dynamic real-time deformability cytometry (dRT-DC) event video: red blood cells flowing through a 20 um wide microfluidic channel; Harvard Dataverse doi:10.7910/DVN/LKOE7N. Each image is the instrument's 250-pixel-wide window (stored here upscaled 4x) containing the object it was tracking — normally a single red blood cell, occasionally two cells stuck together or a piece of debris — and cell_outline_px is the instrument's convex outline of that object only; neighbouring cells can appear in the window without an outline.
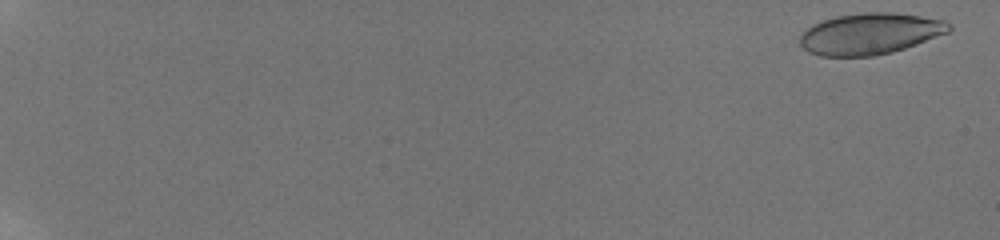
{"species": "human", "species_latin": "Homo sapiens", "temperature_condition": "room temperature", "stored_images_in_passage": 59, "camera_frame_rate_fps": 3000, "um_per_image_px": 0.085, "donor": {"sex": "male"}, "frame": {"image": 1, "passage_image": 2, "time_ms": 0.333, "image_size_px": [1000, 240], "cell_outline_px": [[952, 28], [948, 32], [916, 44], [892, 52], [872, 56], [820, 56], [808, 52], [800, 44], [800, 36], [812, 24], [836, 16], [864, 12], [892, 12], [920, 16], [944, 20], [952, 24]], "centroid_in_image_um": [73.95, 2.86], "position_along_channel_um": 11.0, "area_um2": 35.72}}
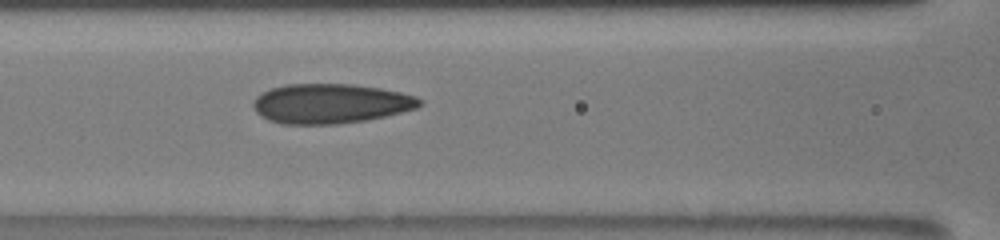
{"frame": {"image": 2, "passage_image": 31, "time_ms": 10.0, "image_size_px": [1000, 240], "cell_outline_px": [[424, 104], [416, 108], [384, 116], [364, 120], [336, 124], [280, 124], [268, 120], [260, 116], [256, 112], [252, 104], [256, 96], [260, 92], [284, 84], [352, 84], [380, 88], [400, 92], [416, 96], [424, 100]], "centroid_in_image_um": [28.07, 8.8], "position_along_channel_um": 138.5, "area_um2": 38.67}}
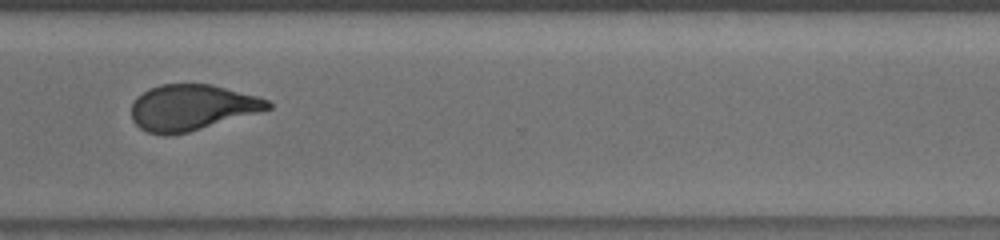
{"frame": {"image": 3, "passage_image": 48, "time_ms": 15.667, "image_size_px": [1000, 240], "cell_outline_px": [[272, 108], [260, 112], [188, 132], [168, 136], [164, 136], [148, 132], [140, 128], [132, 120], [132, 104], [136, 96], [148, 88], [160, 84], [212, 84], [256, 96], [268, 100], [272, 104]], "centroid_in_image_um": [16.27, 9.14], "position_along_channel_um": 354.3, "area_um2": 36.53}, "authors_computed_cell_mechanics": {"area_um2": 36.8186, "velocity_mm_per_s": 3.8134, "shape_relaxation_time_tau1_ms": null, "shape_relaxation_time_tau2_ms": 1.2017, "deformation_change_tau1": null, "deformation_change_tau2": 0.0746}}